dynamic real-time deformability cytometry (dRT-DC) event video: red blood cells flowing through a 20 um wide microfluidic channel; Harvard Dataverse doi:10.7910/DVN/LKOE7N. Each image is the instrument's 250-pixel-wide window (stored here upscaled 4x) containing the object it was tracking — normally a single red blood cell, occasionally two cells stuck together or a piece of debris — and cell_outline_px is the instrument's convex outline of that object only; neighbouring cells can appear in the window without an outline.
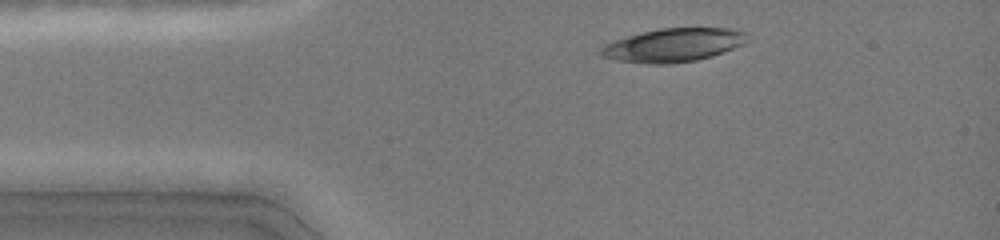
{"species": "common noctule bat (a hibernating species)", "species_latin": "Nyctalus noctula", "temperature_condition": "cold", "stored_images_in_passage": 7, "camera_frame_rate_fps": 3000, "um_per_image_px": 0.085, "animal": {"sex": "female", "body_mass_g": 19.0, "forearm_length_mm": 51.5}, "frame": {"image": 1, "passage_image": 2, "time_ms": 0.333, "image_size_px": [1000, 240], "cell_outline_px": [[748, 32], [744, 44], [712, 56], [696, 60], [672, 64], [648, 64], [616, 60], [600, 56], [596, 52], [604, 44], [628, 36], [660, 28], [728, 28]], "centroid_in_image_um": [57.2, 3.84], "position_along_channel_um": 27.8, "area_um2": 28.61}}